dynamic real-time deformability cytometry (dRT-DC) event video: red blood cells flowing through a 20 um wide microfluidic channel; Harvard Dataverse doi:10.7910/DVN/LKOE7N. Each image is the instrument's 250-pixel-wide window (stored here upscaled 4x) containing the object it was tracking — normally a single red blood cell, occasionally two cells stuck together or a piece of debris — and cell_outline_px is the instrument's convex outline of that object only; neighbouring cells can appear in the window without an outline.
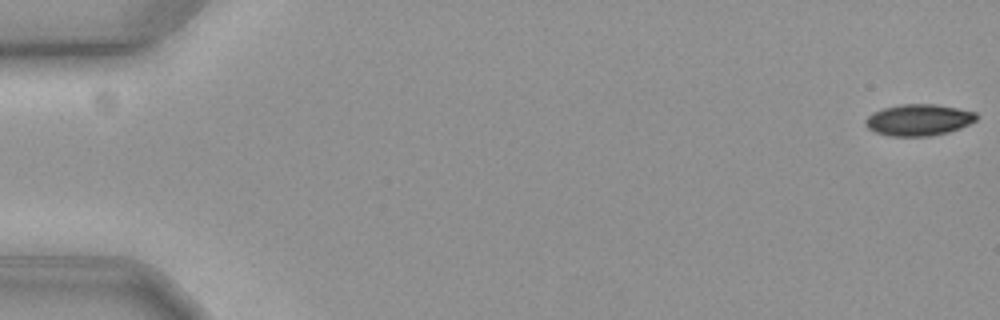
{"species": "common noctule bat (a hibernating species)", "species_latin": "Nyctalus noctula", "temperature_condition": "cold", "stored_images_in_passage": 16, "camera_frame_rate_fps": 3000, "um_per_image_px": 0.085, "animal": {"sex": "female", "body_mass_g": 19.3, "forearm_length_mm": 54.1}, "frame": {"image": 1, "passage_image": 1, "time_ms": 0.0, "image_size_px": [1000, 320], "cell_outline_px": [[976, 120], [960, 128], [948, 132], [928, 136], [888, 136], [876, 132], [868, 128], [864, 124], [864, 120], [872, 112], [884, 108], [900, 104], [932, 104], [956, 108], [976, 112]], "centroid_in_image_um": [78.04, 10.19], "position_along_channel_um": 7.0, "area_um2": 20.23}}